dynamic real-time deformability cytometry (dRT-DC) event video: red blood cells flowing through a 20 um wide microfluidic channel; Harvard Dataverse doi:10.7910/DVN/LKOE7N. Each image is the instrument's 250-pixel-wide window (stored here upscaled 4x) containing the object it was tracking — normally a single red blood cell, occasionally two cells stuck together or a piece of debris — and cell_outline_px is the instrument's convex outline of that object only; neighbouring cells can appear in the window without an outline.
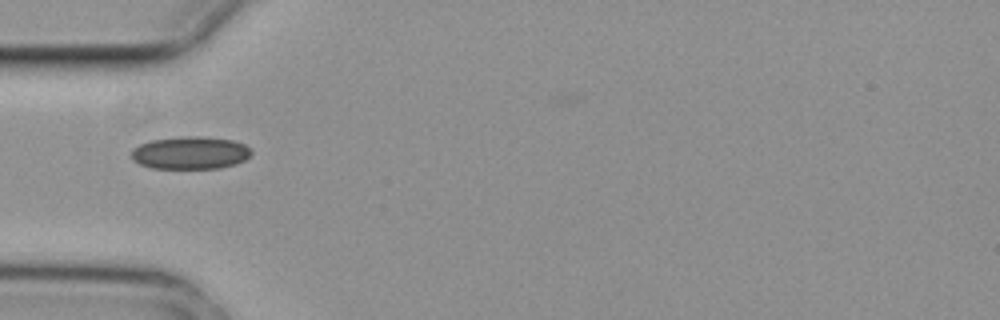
{"species": "common noctule bat (a hibernating species)", "species_latin": "Nyctalus noctula", "temperature_condition": "cold", "stored_images_in_passage": 2, "camera_frame_rate_fps": 3000, "um_per_image_px": 0.085, "animal": {"sex": "female", "body_mass_g": 29.2, "forearm_length_mm": 56.3}, "frame": {"image": 1, "passage_image": 1, "time_ms": 0.0, "image_size_px": [1000, 320], "cell_outline_px": [[252, 152], [244, 160], [236, 164], [220, 168], [152, 168], [140, 164], [132, 160], [132, 148], [140, 144], [152, 140], [188, 136], [204, 136], [232, 140], [244, 144], [252, 148]], "centroid_in_image_um": [16.19, 12.99], "position_along_channel_um": 68.8, "area_um2": 22.83}}
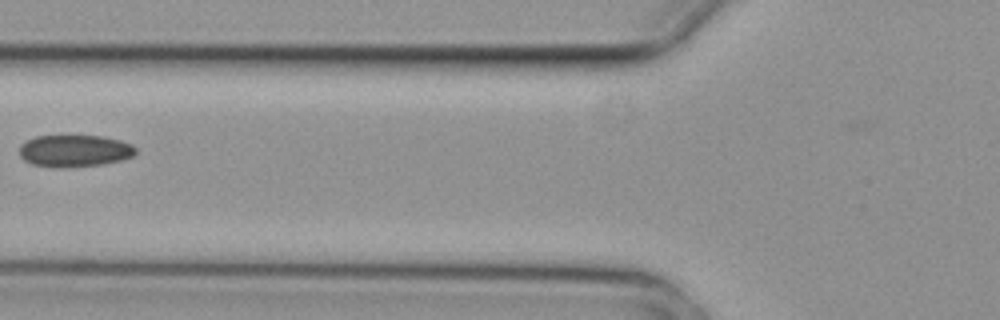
{"frame": {"image": 2, "passage_image": 2, "time_ms": 0.333, "image_size_px": [1000, 320], "cell_outline_px": [[136, 152], [132, 156], [120, 160], [100, 164], [68, 168], [60, 168], [32, 164], [24, 160], [20, 156], [20, 144], [36, 136], [104, 136], [120, 140], [132, 144], [136, 148]], "centroid_in_image_um": [6.33, 12.82], "position_along_channel_um": 119.5, "area_um2": 21.68}}